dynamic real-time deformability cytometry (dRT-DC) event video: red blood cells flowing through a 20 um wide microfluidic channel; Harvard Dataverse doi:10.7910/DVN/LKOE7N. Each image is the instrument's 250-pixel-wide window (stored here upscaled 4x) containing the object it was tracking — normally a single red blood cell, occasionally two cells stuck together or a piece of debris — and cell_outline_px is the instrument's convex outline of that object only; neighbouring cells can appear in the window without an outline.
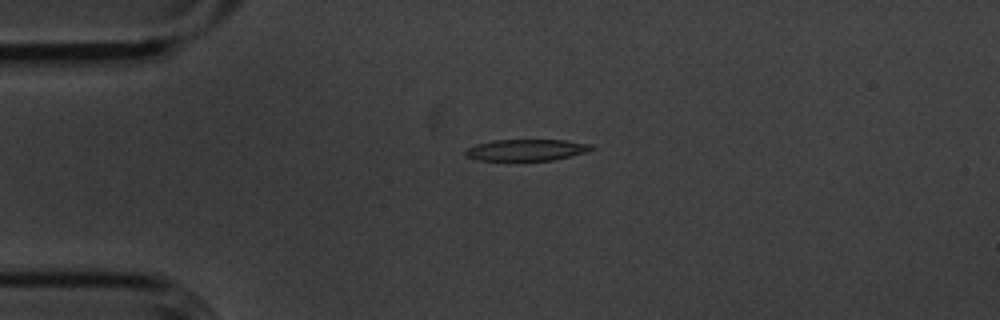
{"species": "common noctule bat (a hibernating species)", "species_latin": "Nyctalus noctula", "temperature_condition": "cold", "stored_images_in_passage": 43, "camera_frame_rate_fps": 3000, "um_per_image_px": 0.085, "animal": {"sex": "male", "body_mass_g": 20.1, "forearm_length_mm": 53.5}, "frame": {"image": 1, "passage_image": 1, "time_ms": 0.0, "image_size_px": [1000, 320], "cell_outline_px": [[596, 148], [572, 156], [552, 160], [476, 160], [464, 156], [464, 152], [468, 148], [476, 144], [492, 140], [564, 140], [592, 144]], "centroid_in_image_um": [44.73, 12.74], "position_along_channel_um": 40.3, "area_um2": 15.78}}
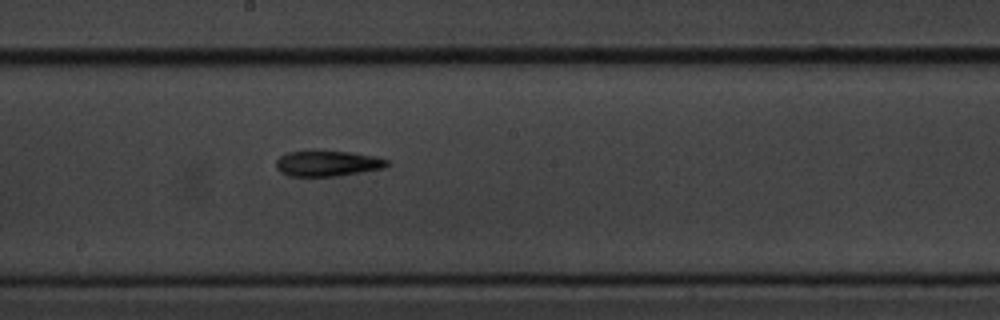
{"frame": {"image": 2, "passage_image": 18, "time_ms": 5.667, "image_size_px": [1000, 320], "cell_outline_px": [[392, 164], [384, 168], [340, 176], [288, 176], [280, 172], [276, 168], [276, 160], [280, 156], [288, 152], [352, 152], [376, 156], [388, 160]], "centroid_in_image_um": [27.88, 13.91], "position_along_channel_um": 220.3, "area_um2": 16.53}}
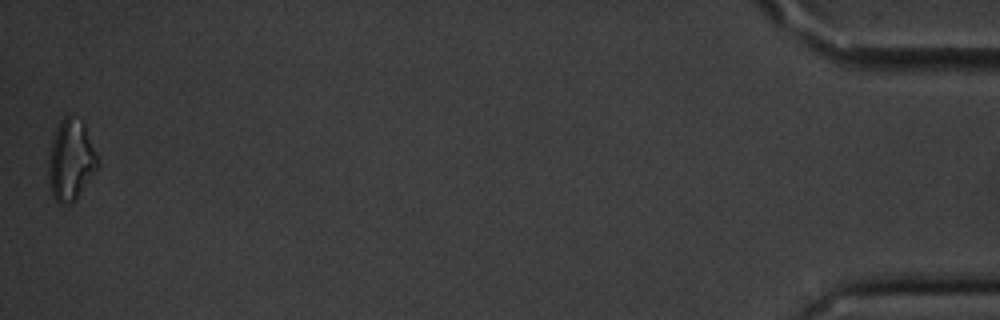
{"frame": {"image": 3, "passage_image": 43, "time_ms": 14.0, "image_size_px": [1000, 320], "cell_outline_px": [[100, 164], [76, 200], [72, 204], [60, 204], [52, 196], [48, 176], [48, 164], [52, 140], [56, 128], [60, 120], [64, 116], [68, 116], [84, 120], [100, 160]], "centroid_in_image_um": [6.05, 13.6], "position_along_channel_um": 429.1, "area_um2": 23.58}, "authors_computed_cell_mechanics": {"area_um2": 16.5308, "velocity_mm_per_s": 3.6236, "shape_relaxation_time_tau1_ms": 10.6275, "shape_relaxation_time_tau2_ms": null, "deformation_change_tau1": 0.2133, "deformation_change_tau2": null}}